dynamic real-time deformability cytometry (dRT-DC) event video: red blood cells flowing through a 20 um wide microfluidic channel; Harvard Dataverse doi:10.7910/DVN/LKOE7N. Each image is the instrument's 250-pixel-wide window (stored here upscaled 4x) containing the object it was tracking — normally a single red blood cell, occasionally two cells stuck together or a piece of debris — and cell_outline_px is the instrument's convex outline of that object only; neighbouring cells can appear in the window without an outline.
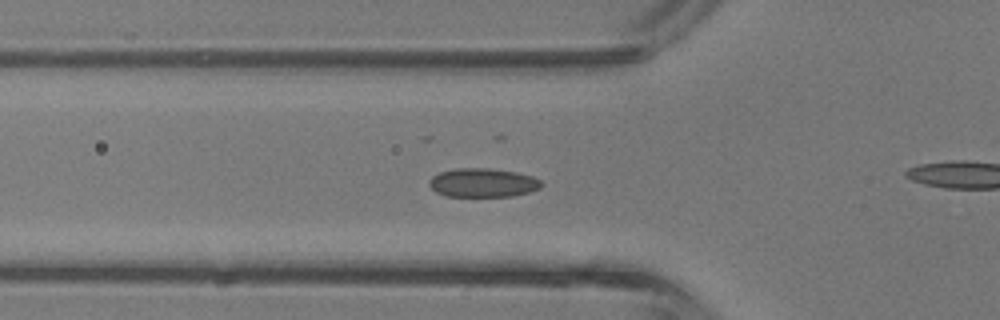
{"species": "common noctule bat (a hibernating species)", "species_latin": "Nyctalus noctula", "temperature_condition": "room temperature", "stored_images_in_passage": 32, "camera_frame_rate_fps": 3000, "um_per_image_px": 0.085, "animal": {"sex": "male", "body_mass_g": 13.3}, "frame": {"image": 1, "passage_image": 3, "time_ms": 0.667, "image_size_px": [1000, 320], "cell_outline_px": [[544, 184], [540, 188], [528, 192], [512, 196], [448, 196], [436, 192], [428, 184], [428, 180], [432, 176], [440, 172], [456, 168], [488, 168], [516, 172], [532, 176], [540, 180]], "centroid_in_image_um": [41.04, 15.52], "position_along_channel_um": 84.8, "area_um2": 18.84}}
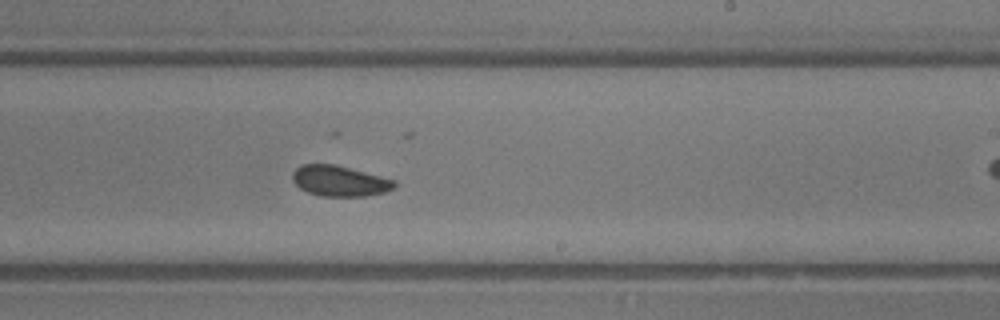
{"frame": {"image": 2, "passage_image": 14, "time_ms": 4.333, "image_size_px": [1000, 320], "cell_outline_px": [[396, 188], [384, 192], [364, 196], [320, 196], [308, 192], [300, 188], [292, 180], [292, 172], [300, 164], [336, 164], [396, 180]], "centroid_in_image_um": [28.87, 15.37], "position_along_channel_um": 260.1, "area_um2": 18.32}}
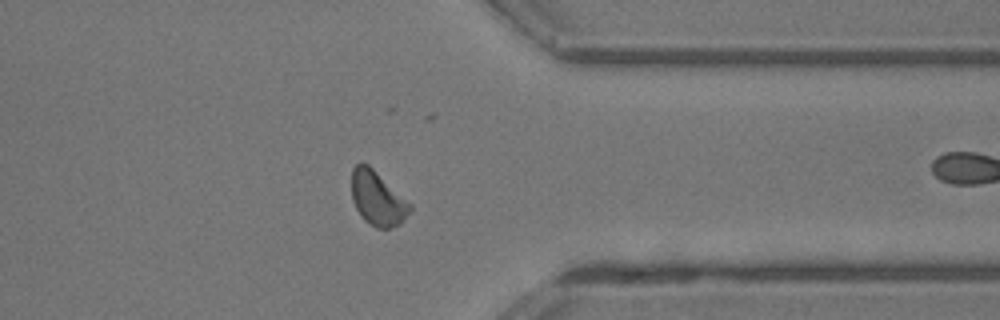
{"frame": {"image": 3, "passage_image": 22, "time_ms": 7.0, "image_size_px": [1000, 320], "cell_outline_px": [[412, 208], [404, 220], [400, 224], [388, 228], [376, 228], [364, 220], [356, 208], [352, 200], [352, 168], [356, 164], [368, 164], [412, 204]], "centroid_in_image_um": [32.1, 16.88], "position_along_channel_um": 379.3, "area_um2": 18.32}, "authors_computed_cell_mechanics": {"area_um2": 18.1781, "velocity_mm_per_s": 4.7774, "shape_relaxation_time_tau1_ms": 1.6956, "shape_relaxation_time_tau2_ms": 2.1817, "deformation_change_tau1": 0.047, "deformation_change_tau2": 0.0558}}